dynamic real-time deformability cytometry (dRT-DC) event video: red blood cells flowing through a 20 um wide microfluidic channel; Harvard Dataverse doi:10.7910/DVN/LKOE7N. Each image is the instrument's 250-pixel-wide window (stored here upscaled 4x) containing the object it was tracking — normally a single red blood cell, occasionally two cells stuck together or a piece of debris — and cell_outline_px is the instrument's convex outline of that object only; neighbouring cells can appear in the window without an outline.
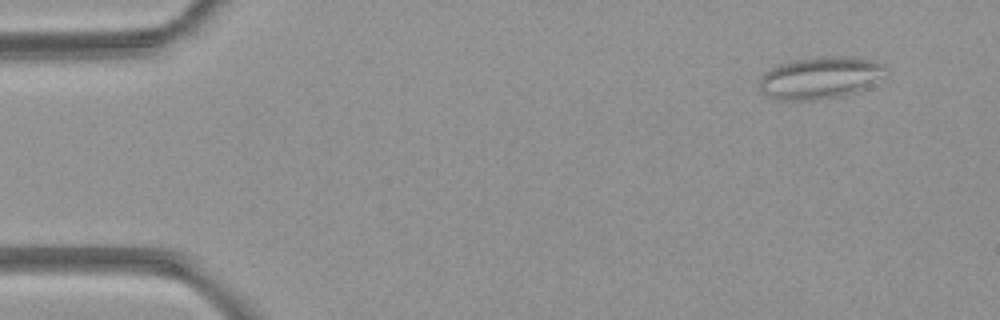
{"species": "common noctule bat (a hibernating species)", "species_latin": "Nyctalus noctula", "temperature_condition": "room temperature", "stored_images_in_passage": 4, "camera_frame_rate_fps": 3000, "um_per_image_px": 0.085, "animal": {"sex": "female", "body_mass_g": 21.9}, "frame": {"image": 1, "passage_image": 1, "time_ms": 0.0, "image_size_px": [1000, 320], "cell_outline_px": [[888, 72], [864, 88], [852, 92], [836, 96], [808, 100], [780, 100], [768, 96], [760, 88], [760, 76], [764, 72], [780, 64], [792, 60], [820, 56], [852, 56], [872, 60], [884, 64], [888, 68]], "centroid_in_image_um": [69.71, 6.57], "position_along_channel_um": 15.3, "area_um2": 30.69}}